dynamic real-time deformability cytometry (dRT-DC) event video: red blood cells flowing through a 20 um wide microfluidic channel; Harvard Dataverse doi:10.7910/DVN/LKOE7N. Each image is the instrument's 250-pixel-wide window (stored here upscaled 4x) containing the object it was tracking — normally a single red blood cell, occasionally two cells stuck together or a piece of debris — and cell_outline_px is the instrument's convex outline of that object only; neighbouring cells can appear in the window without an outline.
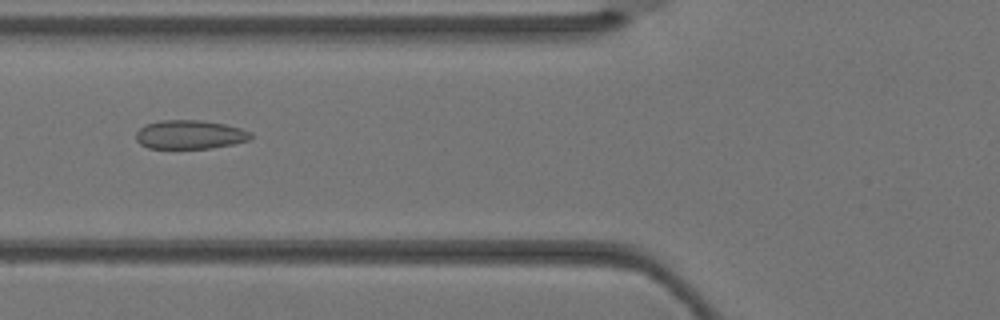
{"species": "Egyptian fruit bat (a non-hibernating species)", "species_latin": "Rousettus aegyptiacus", "temperature_condition": "warm", "stored_images_in_passage": 3, "camera_frame_rate_fps": 3000, "um_per_image_px": 0.085, "animal": {"sex": "female"}, "frame": {"image": 1, "passage_image": 3, "time_ms": 0.667, "image_size_px": [1000, 320], "cell_outline_px": [[252, 136], [248, 140], [232, 144], [212, 148], [148, 148], [140, 144], [136, 140], [136, 132], [144, 124], [160, 120], [200, 120], [224, 124], [240, 128], [252, 132]], "centroid_in_image_um": [16.11, 11.43], "position_along_channel_um": 109.7, "area_um2": 19.31}}